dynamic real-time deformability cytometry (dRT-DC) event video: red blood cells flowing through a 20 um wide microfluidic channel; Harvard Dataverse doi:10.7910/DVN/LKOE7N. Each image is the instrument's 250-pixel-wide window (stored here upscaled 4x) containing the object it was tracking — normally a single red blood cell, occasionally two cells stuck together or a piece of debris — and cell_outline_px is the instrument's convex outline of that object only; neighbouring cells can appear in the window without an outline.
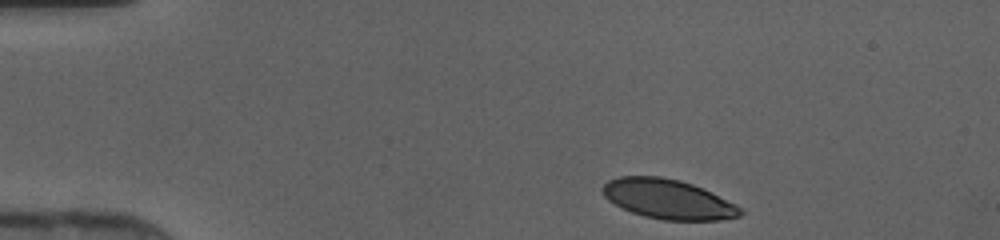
{"species": "human", "species_latin": "Homo sapiens", "temperature_condition": "cold", "stored_images_in_passage": 39, "camera_frame_rate_fps": 3000, "um_per_image_px": 0.085, "donor": {"sex": "female"}, "frame": {"image": 1, "passage_image": 1, "time_ms": 0.0, "image_size_px": [1000, 240], "cell_outline_px": [[744, 212], [740, 216], [720, 220], [664, 220], [644, 216], [620, 208], [608, 200], [604, 196], [600, 188], [608, 180], [620, 176], [660, 176], [680, 180], [692, 184], [736, 204]], "centroid_in_image_um": [56.74, 16.92], "position_along_channel_um": 28.3, "area_um2": 31.79}}
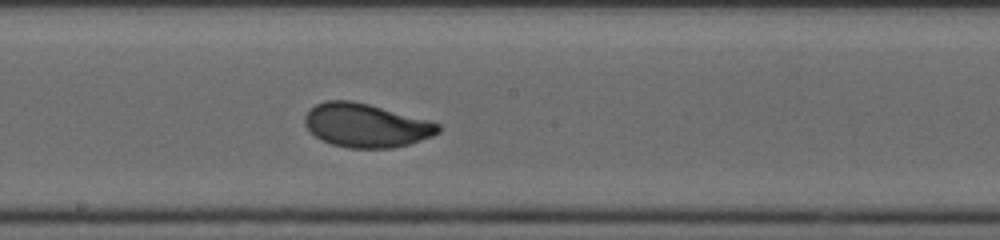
{"frame": {"image": 2, "passage_image": 19, "time_ms": 6.0, "image_size_px": [1000, 240], "cell_outline_px": [[440, 132], [432, 136], [408, 144], [392, 148], [348, 148], [332, 144], [320, 140], [304, 124], [304, 116], [316, 104], [324, 100], [352, 100], [432, 120], [440, 124]], "centroid_in_image_um": [31.13, 10.65], "position_along_channel_um": 217.1, "area_um2": 34.1}}
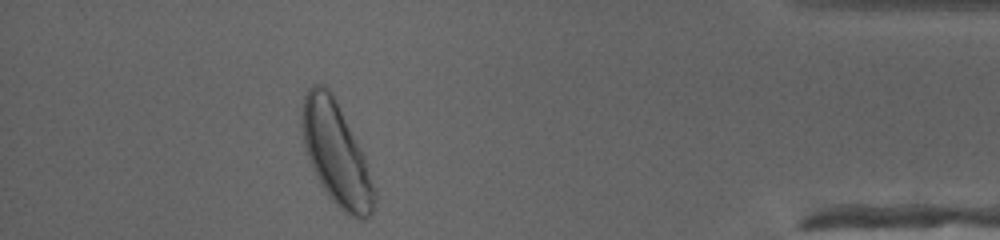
{"frame": {"image": 3, "passage_image": 35, "time_ms": 11.333, "image_size_px": [1000, 240], "cell_outline_px": [[376, 200], [372, 212], [364, 220], [360, 220], [344, 212], [332, 200], [320, 184], [312, 168], [304, 144], [300, 124], [304, 96], [308, 88], [312, 84], [324, 84], [328, 88], [336, 100], [364, 156], [376, 192]], "centroid_in_image_um": [28.56, 13.07], "position_along_channel_um": 406.6, "area_um2": 42.83}}